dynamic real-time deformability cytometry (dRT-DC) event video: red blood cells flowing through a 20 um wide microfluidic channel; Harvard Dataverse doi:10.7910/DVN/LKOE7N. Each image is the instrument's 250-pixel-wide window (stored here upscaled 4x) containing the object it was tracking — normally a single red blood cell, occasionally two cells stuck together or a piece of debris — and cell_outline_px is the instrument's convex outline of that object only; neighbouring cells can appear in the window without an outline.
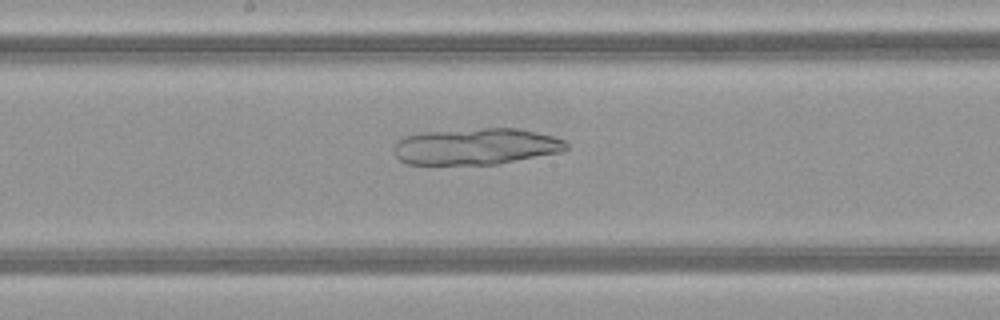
{"species": "common noctule bat (a hibernating species)", "species_latin": "Nyctalus noctula", "temperature_condition": "warm", "stored_images_in_passage": 13, "camera_frame_rate_fps": 3000, "um_per_image_px": 0.085, "animal": {"sex": "female", "body_mass_g": 21.9}, "frame": {"image": 1, "passage_image": 11, "time_ms": 3.333, "image_size_px": [1000, 320], "cell_outline_px": [[568, 148], [560, 152], [500, 164], [408, 164], [400, 160], [396, 156], [392, 148], [404, 136], [424, 132], [484, 128], [516, 128], [536, 132], [552, 136], [564, 140], [568, 144]], "centroid_in_image_um": [40.47, 12.45], "position_along_channel_um": 207.7, "area_um2": 36.53}}